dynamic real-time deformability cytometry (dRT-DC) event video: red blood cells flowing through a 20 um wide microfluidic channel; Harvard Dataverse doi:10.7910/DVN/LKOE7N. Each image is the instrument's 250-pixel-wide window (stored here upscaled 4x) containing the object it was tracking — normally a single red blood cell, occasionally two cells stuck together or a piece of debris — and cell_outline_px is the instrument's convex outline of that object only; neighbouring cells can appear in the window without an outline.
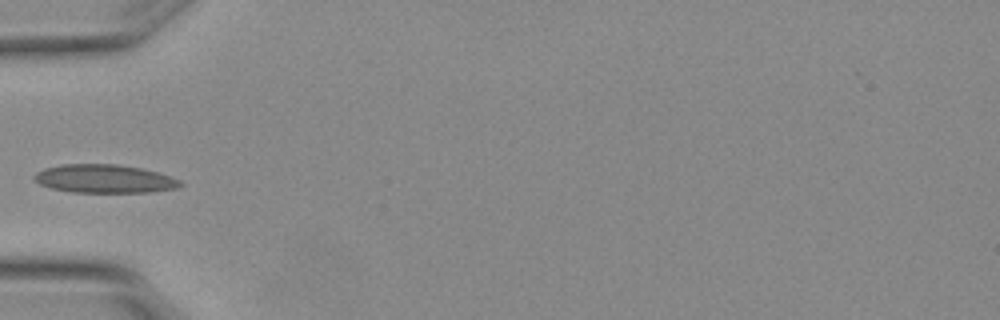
{"species": "Egyptian fruit bat (a non-hibernating species)", "species_latin": "Rousettus aegyptiacus", "temperature_condition": "warm", "stored_images_in_passage": 4, "camera_frame_rate_fps": 3000, "um_per_image_px": 0.085, "animal": {"sex": "female"}, "frame": {"image": 1, "passage_image": 4, "time_ms": 1.0, "image_size_px": [1000, 320], "cell_outline_px": [[184, 184], [180, 188], [148, 192], [72, 192], [52, 188], [40, 184], [32, 176], [36, 172], [44, 168], [64, 164], [116, 164], [140, 168], [156, 172], [180, 180]], "centroid_in_image_um": [8.88, 15.19], "position_along_channel_um": 76.1, "area_um2": 24.04}}